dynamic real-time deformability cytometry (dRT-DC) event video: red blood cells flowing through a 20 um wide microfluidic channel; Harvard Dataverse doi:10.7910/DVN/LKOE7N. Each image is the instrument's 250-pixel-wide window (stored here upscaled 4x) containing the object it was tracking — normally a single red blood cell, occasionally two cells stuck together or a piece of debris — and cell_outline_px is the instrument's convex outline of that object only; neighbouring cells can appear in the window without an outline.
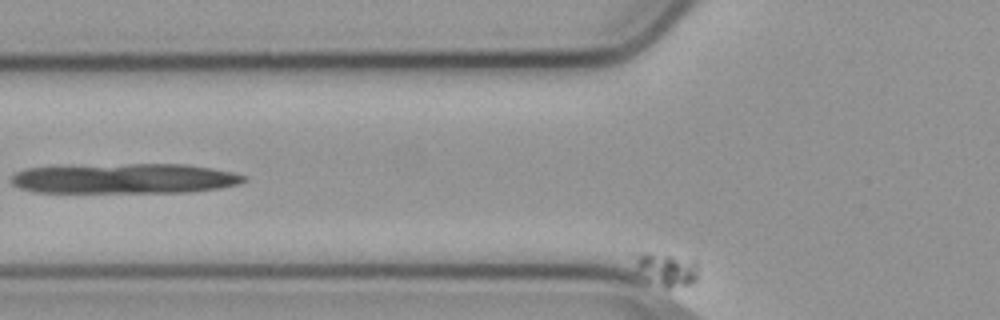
{"species": "common noctule bat (a hibernating species)", "species_latin": "Nyctalus noctula", "temperature_condition": "cold", "stored_images_in_passage": 10, "camera_frame_rate_fps": 3000, "um_per_image_px": 0.085, "animal": {"sex": "male", "body_mass_g": 23.1, "forearm_length_mm": 52.7}, "frame": {"image": 1, "passage_image": 6, "time_ms": 1.667, "image_size_px": [1000, 320], "cell_outline_px": [[696, 280], [688, 284], [668, 288], [664, 288], [636, 268], [632, 256], [640, 252], [644, 252], [696, 260]], "centroid_in_image_um": [56.64, 22.87], "position_along_channel_um": 69.2, "area_um2": 11.62}}
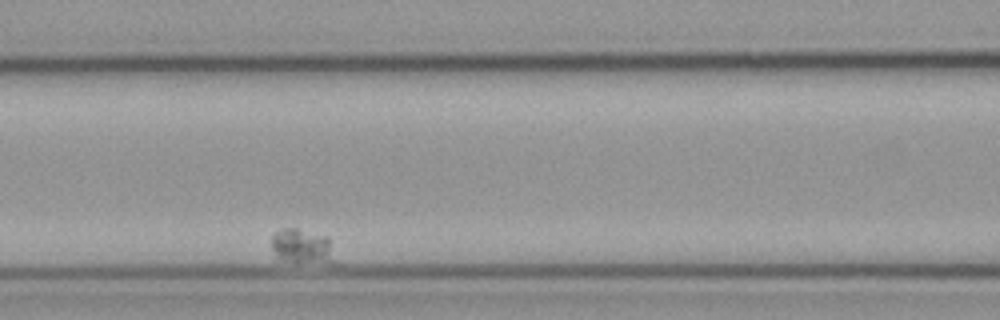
{"frame": {"image": 2, "passage_image": 9, "time_ms": 2.667, "image_size_px": [1000, 320], "cell_outline_px": [[332, 260], [292, 260], [276, 256], [272, 248], [272, 236], [280, 228], [296, 228], [328, 236]], "centroid_in_image_um": [25.58, 20.83], "position_along_channel_um": 141.0, "area_um2": 11.68}}